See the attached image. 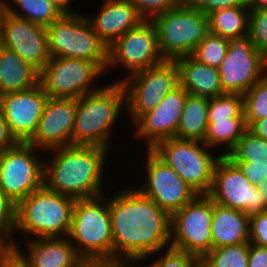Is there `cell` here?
Segmentation results:
<instances>
[{"mask_svg":"<svg viewBox=\"0 0 267 267\" xmlns=\"http://www.w3.org/2000/svg\"><path fill=\"white\" fill-rule=\"evenodd\" d=\"M193 5L208 15L210 12L227 7L247 6V0H196Z\"/></svg>","mask_w":267,"mask_h":267,"instance_id":"b9f144b4","label":"cell"},{"mask_svg":"<svg viewBox=\"0 0 267 267\" xmlns=\"http://www.w3.org/2000/svg\"><path fill=\"white\" fill-rule=\"evenodd\" d=\"M17 222V204L0 189V245H11Z\"/></svg>","mask_w":267,"mask_h":267,"instance_id":"e575fe53","label":"cell"},{"mask_svg":"<svg viewBox=\"0 0 267 267\" xmlns=\"http://www.w3.org/2000/svg\"><path fill=\"white\" fill-rule=\"evenodd\" d=\"M115 190L109 198L113 263L145 262L170 247L171 215L136 187Z\"/></svg>","mask_w":267,"mask_h":267,"instance_id":"6da1fadb","label":"cell"},{"mask_svg":"<svg viewBox=\"0 0 267 267\" xmlns=\"http://www.w3.org/2000/svg\"><path fill=\"white\" fill-rule=\"evenodd\" d=\"M51 58L69 57L93 62L104 74L108 66V46L80 13L62 15L46 27Z\"/></svg>","mask_w":267,"mask_h":267,"instance_id":"8992f818","label":"cell"},{"mask_svg":"<svg viewBox=\"0 0 267 267\" xmlns=\"http://www.w3.org/2000/svg\"><path fill=\"white\" fill-rule=\"evenodd\" d=\"M247 129L248 126L245 118L208 122L204 144L214 151H217V148L221 150L220 148L224 145V151H219V154L221 156H227Z\"/></svg>","mask_w":267,"mask_h":267,"instance_id":"83f0119b","label":"cell"},{"mask_svg":"<svg viewBox=\"0 0 267 267\" xmlns=\"http://www.w3.org/2000/svg\"><path fill=\"white\" fill-rule=\"evenodd\" d=\"M152 22L156 26L161 55L170 61L191 56L209 33L208 16L192 4H178Z\"/></svg>","mask_w":267,"mask_h":267,"instance_id":"52a82bcc","label":"cell"},{"mask_svg":"<svg viewBox=\"0 0 267 267\" xmlns=\"http://www.w3.org/2000/svg\"><path fill=\"white\" fill-rule=\"evenodd\" d=\"M245 118L243 113V97L241 94L224 93L210 98L208 122Z\"/></svg>","mask_w":267,"mask_h":267,"instance_id":"836d02e7","label":"cell"},{"mask_svg":"<svg viewBox=\"0 0 267 267\" xmlns=\"http://www.w3.org/2000/svg\"><path fill=\"white\" fill-rule=\"evenodd\" d=\"M267 6V0H247V7L250 10H256Z\"/></svg>","mask_w":267,"mask_h":267,"instance_id":"7dc6e473","label":"cell"},{"mask_svg":"<svg viewBox=\"0 0 267 267\" xmlns=\"http://www.w3.org/2000/svg\"><path fill=\"white\" fill-rule=\"evenodd\" d=\"M86 263H113V236L109 198L76 199L67 236Z\"/></svg>","mask_w":267,"mask_h":267,"instance_id":"277c9868","label":"cell"},{"mask_svg":"<svg viewBox=\"0 0 267 267\" xmlns=\"http://www.w3.org/2000/svg\"><path fill=\"white\" fill-rule=\"evenodd\" d=\"M125 111L126 94L121 82L102 83L98 90L78 98L71 145L110 150V138L115 133L112 130Z\"/></svg>","mask_w":267,"mask_h":267,"instance_id":"3957f363","label":"cell"},{"mask_svg":"<svg viewBox=\"0 0 267 267\" xmlns=\"http://www.w3.org/2000/svg\"><path fill=\"white\" fill-rule=\"evenodd\" d=\"M38 151L43 150L20 142L0 152V189L16 204L43 186L45 160Z\"/></svg>","mask_w":267,"mask_h":267,"instance_id":"4fadbf2b","label":"cell"},{"mask_svg":"<svg viewBox=\"0 0 267 267\" xmlns=\"http://www.w3.org/2000/svg\"><path fill=\"white\" fill-rule=\"evenodd\" d=\"M228 47L229 39L209 32L194 48L191 57L202 64L218 68L226 56Z\"/></svg>","mask_w":267,"mask_h":267,"instance_id":"d6a6232c","label":"cell"},{"mask_svg":"<svg viewBox=\"0 0 267 267\" xmlns=\"http://www.w3.org/2000/svg\"><path fill=\"white\" fill-rule=\"evenodd\" d=\"M235 163L249 181L257 185L267 177V162H253L246 160H231Z\"/></svg>","mask_w":267,"mask_h":267,"instance_id":"ab89813d","label":"cell"},{"mask_svg":"<svg viewBox=\"0 0 267 267\" xmlns=\"http://www.w3.org/2000/svg\"><path fill=\"white\" fill-rule=\"evenodd\" d=\"M121 84L126 94L125 115L134 123L141 115L156 108L169 92L180 85L179 69L175 61L165 60L125 77Z\"/></svg>","mask_w":267,"mask_h":267,"instance_id":"9c48e42d","label":"cell"},{"mask_svg":"<svg viewBox=\"0 0 267 267\" xmlns=\"http://www.w3.org/2000/svg\"><path fill=\"white\" fill-rule=\"evenodd\" d=\"M227 157L230 160L267 162V141L247 129Z\"/></svg>","mask_w":267,"mask_h":267,"instance_id":"1f68e13d","label":"cell"},{"mask_svg":"<svg viewBox=\"0 0 267 267\" xmlns=\"http://www.w3.org/2000/svg\"><path fill=\"white\" fill-rule=\"evenodd\" d=\"M212 215L213 200L207 194H198L171 215L170 246L201 260L212 250Z\"/></svg>","mask_w":267,"mask_h":267,"instance_id":"30bf717a","label":"cell"},{"mask_svg":"<svg viewBox=\"0 0 267 267\" xmlns=\"http://www.w3.org/2000/svg\"><path fill=\"white\" fill-rule=\"evenodd\" d=\"M243 97V113L247 126L267 117V73Z\"/></svg>","mask_w":267,"mask_h":267,"instance_id":"4dcf8cb0","label":"cell"},{"mask_svg":"<svg viewBox=\"0 0 267 267\" xmlns=\"http://www.w3.org/2000/svg\"><path fill=\"white\" fill-rule=\"evenodd\" d=\"M250 9L247 6L227 7L210 12L209 32L226 39L248 34Z\"/></svg>","mask_w":267,"mask_h":267,"instance_id":"4316f807","label":"cell"},{"mask_svg":"<svg viewBox=\"0 0 267 267\" xmlns=\"http://www.w3.org/2000/svg\"><path fill=\"white\" fill-rule=\"evenodd\" d=\"M180 86L189 94L213 98L224 94L218 68L196 61L191 56L175 60Z\"/></svg>","mask_w":267,"mask_h":267,"instance_id":"603a6c76","label":"cell"},{"mask_svg":"<svg viewBox=\"0 0 267 267\" xmlns=\"http://www.w3.org/2000/svg\"><path fill=\"white\" fill-rule=\"evenodd\" d=\"M0 267H29V263L16 245H0Z\"/></svg>","mask_w":267,"mask_h":267,"instance_id":"60d3db41","label":"cell"},{"mask_svg":"<svg viewBox=\"0 0 267 267\" xmlns=\"http://www.w3.org/2000/svg\"><path fill=\"white\" fill-rule=\"evenodd\" d=\"M99 11L85 16L93 30L109 47L128 30L136 28L143 19L130 0H101ZM94 15V16H93Z\"/></svg>","mask_w":267,"mask_h":267,"instance_id":"44dd1931","label":"cell"},{"mask_svg":"<svg viewBox=\"0 0 267 267\" xmlns=\"http://www.w3.org/2000/svg\"><path fill=\"white\" fill-rule=\"evenodd\" d=\"M140 263L141 262H125V267H143ZM144 267H147V266L144 265Z\"/></svg>","mask_w":267,"mask_h":267,"instance_id":"816d5d0a","label":"cell"},{"mask_svg":"<svg viewBox=\"0 0 267 267\" xmlns=\"http://www.w3.org/2000/svg\"><path fill=\"white\" fill-rule=\"evenodd\" d=\"M39 84V71L16 52L0 45V95L25 91Z\"/></svg>","mask_w":267,"mask_h":267,"instance_id":"d4e9b609","label":"cell"},{"mask_svg":"<svg viewBox=\"0 0 267 267\" xmlns=\"http://www.w3.org/2000/svg\"><path fill=\"white\" fill-rule=\"evenodd\" d=\"M214 203L243 211L247 215L267 211L256 185L227 156H221L214 168L213 182L207 194Z\"/></svg>","mask_w":267,"mask_h":267,"instance_id":"9a60e30c","label":"cell"},{"mask_svg":"<svg viewBox=\"0 0 267 267\" xmlns=\"http://www.w3.org/2000/svg\"><path fill=\"white\" fill-rule=\"evenodd\" d=\"M46 152L49 156L52 154L51 159L44 162L43 185L48 190L74 199L104 194L102 181L109 149L71 145Z\"/></svg>","mask_w":267,"mask_h":267,"instance_id":"7a4b0ae2","label":"cell"},{"mask_svg":"<svg viewBox=\"0 0 267 267\" xmlns=\"http://www.w3.org/2000/svg\"><path fill=\"white\" fill-rule=\"evenodd\" d=\"M178 4H194L196 0H175Z\"/></svg>","mask_w":267,"mask_h":267,"instance_id":"f5cc1de1","label":"cell"},{"mask_svg":"<svg viewBox=\"0 0 267 267\" xmlns=\"http://www.w3.org/2000/svg\"><path fill=\"white\" fill-rule=\"evenodd\" d=\"M212 249L249 242V215L213 201Z\"/></svg>","mask_w":267,"mask_h":267,"instance_id":"cb8c5ba5","label":"cell"},{"mask_svg":"<svg viewBox=\"0 0 267 267\" xmlns=\"http://www.w3.org/2000/svg\"><path fill=\"white\" fill-rule=\"evenodd\" d=\"M249 242L267 248V211L249 216Z\"/></svg>","mask_w":267,"mask_h":267,"instance_id":"f35d334b","label":"cell"},{"mask_svg":"<svg viewBox=\"0 0 267 267\" xmlns=\"http://www.w3.org/2000/svg\"><path fill=\"white\" fill-rule=\"evenodd\" d=\"M146 180L136 188L154 201L160 208L172 215L191 202L198 193L189 186L152 149H146Z\"/></svg>","mask_w":267,"mask_h":267,"instance_id":"2e32d148","label":"cell"},{"mask_svg":"<svg viewBox=\"0 0 267 267\" xmlns=\"http://www.w3.org/2000/svg\"><path fill=\"white\" fill-rule=\"evenodd\" d=\"M75 200L48 190L44 185L29 194L17 204V222L12 245L18 243V237H15L17 233L24 240L68 236Z\"/></svg>","mask_w":267,"mask_h":267,"instance_id":"5b68a950","label":"cell"},{"mask_svg":"<svg viewBox=\"0 0 267 267\" xmlns=\"http://www.w3.org/2000/svg\"><path fill=\"white\" fill-rule=\"evenodd\" d=\"M209 102L210 98L188 93L174 138L204 143L208 127Z\"/></svg>","mask_w":267,"mask_h":267,"instance_id":"484cf974","label":"cell"},{"mask_svg":"<svg viewBox=\"0 0 267 267\" xmlns=\"http://www.w3.org/2000/svg\"><path fill=\"white\" fill-rule=\"evenodd\" d=\"M20 142L13 135L0 107V152L16 147Z\"/></svg>","mask_w":267,"mask_h":267,"instance_id":"7bdbcfd3","label":"cell"},{"mask_svg":"<svg viewBox=\"0 0 267 267\" xmlns=\"http://www.w3.org/2000/svg\"><path fill=\"white\" fill-rule=\"evenodd\" d=\"M62 15H73L80 12H76L71 9L73 0H49Z\"/></svg>","mask_w":267,"mask_h":267,"instance_id":"bcb514c9","label":"cell"},{"mask_svg":"<svg viewBox=\"0 0 267 267\" xmlns=\"http://www.w3.org/2000/svg\"><path fill=\"white\" fill-rule=\"evenodd\" d=\"M152 150L198 194L209 193L219 153L203 142L178 138L160 141Z\"/></svg>","mask_w":267,"mask_h":267,"instance_id":"ba28073f","label":"cell"},{"mask_svg":"<svg viewBox=\"0 0 267 267\" xmlns=\"http://www.w3.org/2000/svg\"><path fill=\"white\" fill-rule=\"evenodd\" d=\"M90 267H125V262L118 263H90Z\"/></svg>","mask_w":267,"mask_h":267,"instance_id":"681fc988","label":"cell"},{"mask_svg":"<svg viewBox=\"0 0 267 267\" xmlns=\"http://www.w3.org/2000/svg\"><path fill=\"white\" fill-rule=\"evenodd\" d=\"M48 95L40 84L18 92L0 95V107L13 135L27 143L34 135Z\"/></svg>","mask_w":267,"mask_h":267,"instance_id":"ffe728a7","label":"cell"},{"mask_svg":"<svg viewBox=\"0 0 267 267\" xmlns=\"http://www.w3.org/2000/svg\"><path fill=\"white\" fill-rule=\"evenodd\" d=\"M248 35L252 45L267 57V6L250 10Z\"/></svg>","mask_w":267,"mask_h":267,"instance_id":"8d00e7d4","label":"cell"},{"mask_svg":"<svg viewBox=\"0 0 267 267\" xmlns=\"http://www.w3.org/2000/svg\"><path fill=\"white\" fill-rule=\"evenodd\" d=\"M25 241H27L24 243L26 251L22 250L19 241L16 246L27 257L29 267H83L86 264L67 236L42 237Z\"/></svg>","mask_w":267,"mask_h":267,"instance_id":"7402d4cb","label":"cell"},{"mask_svg":"<svg viewBox=\"0 0 267 267\" xmlns=\"http://www.w3.org/2000/svg\"><path fill=\"white\" fill-rule=\"evenodd\" d=\"M248 267H267V248L249 242Z\"/></svg>","mask_w":267,"mask_h":267,"instance_id":"ee69618b","label":"cell"},{"mask_svg":"<svg viewBox=\"0 0 267 267\" xmlns=\"http://www.w3.org/2000/svg\"><path fill=\"white\" fill-rule=\"evenodd\" d=\"M164 61L159 50L155 24L152 21L143 20L136 28L128 30L108 47L106 73L110 69L117 70L122 66L123 70H127V74L115 80V82H121L122 78Z\"/></svg>","mask_w":267,"mask_h":267,"instance_id":"7c38bea8","label":"cell"},{"mask_svg":"<svg viewBox=\"0 0 267 267\" xmlns=\"http://www.w3.org/2000/svg\"><path fill=\"white\" fill-rule=\"evenodd\" d=\"M188 93L179 85L169 92L153 110L141 115L134 123V137L153 149L160 141L174 138Z\"/></svg>","mask_w":267,"mask_h":267,"instance_id":"ac0fdd59","label":"cell"},{"mask_svg":"<svg viewBox=\"0 0 267 267\" xmlns=\"http://www.w3.org/2000/svg\"><path fill=\"white\" fill-rule=\"evenodd\" d=\"M218 70L224 93L243 95L267 73V57L252 45L248 34L231 38Z\"/></svg>","mask_w":267,"mask_h":267,"instance_id":"5bb4252c","label":"cell"},{"mask_svg":"<svg viewBox=\"0 0 267 267\" xmlns=\"http://www.w3.org/2000/svg\"><path fill=\"white\" fill-rule=\"evenodd\" d=\"M143 20L152 21L156 16L175 8V0H130Z\"/></svg>","mask_w":267,"mask_h":267,"instance_id":"74e56055","label":"cell"},{"mask_svg":"<svg viewBox=\"0 0 267 267\" xmlns=\"http://www.w3.org/2000/svg\"><path fill=\"white\" fill-rule=\"evenodd\" d=\"M6 11H7L6 0H0V32H1L2 19Z\"/></svg>","mask_w":267,"mask_h":267,"instance_id":"f907efd6","label":"cell"},{"mask_svg":"<svg viewBox=\"0 0 267 267\" xmlns=\"http://www.w3.org/2000/svg\"><path fill=\"white\" fill-rule=\"evenodd\" d=\"M103 75L88 60L56 57L39 72V84L49 97L78 99L98 90L101 84H95Z\"/></svg>","mask_w":267,"mask_h":267,"instance_id":"8fae6325","label":"cell"},{"mask_svg":"<svg viewBox=\"0 0 267 267\" xmlns=\"http://www.w3.org/2000/svg\"><path fill=\"white\" fill-rule=\"evenodd\" d=\"M83 267H90V263H86Z\"/></svg>","mask_w":267,"mask_h":267,"instance_id":"db71d44e","label":"cell"},{"mask_svg":"<svg viewBox=\"0 0 267 267\" xmlns=\"http://www.w3.org/2000/svg\"><path fill=\"white\" fill-rule=\"evenodd\" d=\"M77 99L49 97L33 137L27 142L46 151L71 146Z\"/></svg>","mask_w":267,"mask_h":267,"instance_id":"d6986e66","label":"cell"},{"mask_svg":"<svg viewBox=\"0 0 267 267\" xmlns=\"http://www.w3.org/2000/svg\"><path fill=\"white\" fill-rule=\"evenodd\" d=\"M256 188L260 192L262 200L267 204V177L261 183H258Z\"/></svg>","mask_w":267,"mask_h":267,"instance_id":"c3c4849f","label":"cell"},{"mask_svg":"<svg viewBox=\"0 0 267 267\" xmlns=\"http://www.w3.org/2000/svg\"><path fill=\"white\" fill-rule=\"evenodd\" d=\"M6 9L14 16L44 27L62 16L49 0H6Z\"/></svg>","mask_w":267,"mask_h":267,"instance_id":"f1b7e54d","label":"cell"},{"mask_svg":"<svg viewBox=\"0 0 267 267\" xmlns=\"http://www.w3.org/2000/svg\"><path fill=\"white\" fill-rule=\"evenodd\" d=\"M249 242L212 249L201 260V267H248Z\"/></svg>","mask_w":267,"mask_h":267,"instance_id":"f546056e","label":"cell"},{"mask_svg":"<svg viewBox=\"0 0 267 267\" xmlns=\"http://www.w3.org/2000/svg\"><path fill=\"white\" fill-rule=\"evenodd\" d=\"M0 44L16 52L39 72L51 59L46 27L7 11L2 19Z\"/></svg>","mask_w":267,"mask_h":267,"instance_id":"e0dca14e","label":"cell"},{"mask_svg":"<svg viewBox=\"0 0 267 267\" xmlns=\"http://www.w3.org/2000/svg\"><path fill=\"white\" fill-rule=\"evenodd\" d=\"M248 129L256 136L261 137L267 141V117L257 121H253Z\"/></svg>","mask_w":267,"mask_h":267,"instance_id":"f6af8a7d","label":"cell"},{"mask_svg":"<svg viewBox=\"0 0 267 267\" xmlns=\"http://www.w3.org/2000/svg\"><path fill=\"white\" fill-rule=\"evenodd\" d=\"M156 255H158V258L152 260L147 267H200V259L198 257L171 246L149 257L151 259Z\"/></svg>","mask_w":267,"mask_h":267,"instance_id":"d590c367","label":"cell"}]
</instances>
